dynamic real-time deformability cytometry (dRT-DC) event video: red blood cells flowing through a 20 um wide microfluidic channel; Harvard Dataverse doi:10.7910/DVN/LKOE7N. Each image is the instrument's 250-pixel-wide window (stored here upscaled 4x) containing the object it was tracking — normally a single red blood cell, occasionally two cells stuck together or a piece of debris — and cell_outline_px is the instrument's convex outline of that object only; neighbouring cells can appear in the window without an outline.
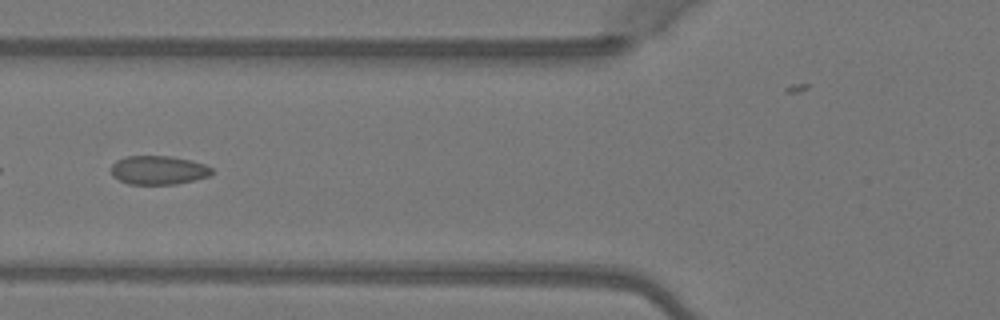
{"species": "Egyptian fruit bat (a non-hibernating species)", "species_latin": "Rousettus aegyptiacus", "temperature_condition": "warm", "stored_images_in_passage": 5, "camera_frame_rate_fps": 3000, "um_per_image_px": 0.085, "animal": {"sex": "female"}, "frame": {"image": 1, "passage_image": 4, "time_ms": 1.0, "image_size_px": [1000, 320], "cell_outline_px": [[212, 172], [208, 176], [176, 184], [128, 184], [112, 176], [112, 164], [116, 160], [124, 156], [172, 156], [192, 160], [204, 164], [212, 168]], "centroid_in_image_um": [13.44, 14.45], "position_along_channel_um": 112.4, "area_um2": 16.88}}
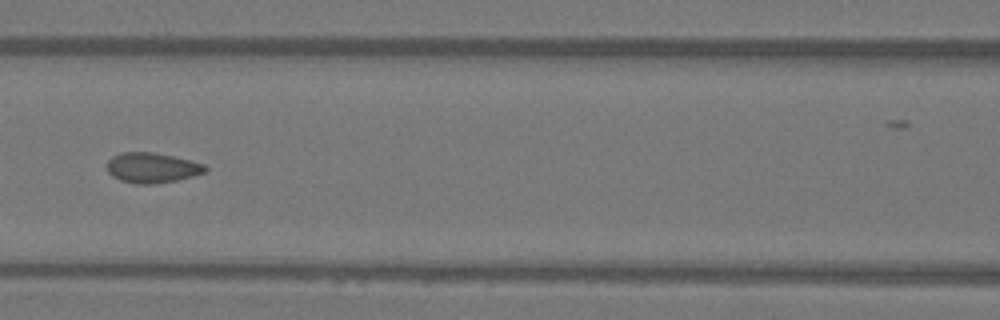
{"frame": {"image": 2, "passage_image": 5, "time_ms": 1.333, "image_size_px": [1000, 320], "cell_outline_px": [[208, 168], [204, 172], [192, 176], [176, 180], [152, 184], [136, 184], [120, 180], [112, 176], [108, 172], [108, 160], [112, 156], [120, 152], [152, 152], [192, 160], [204, 164]], "centroid_in_image_um": [12.91, 14.25], "position_along_channel_um": 153.7, "area_um2": 17.22}}